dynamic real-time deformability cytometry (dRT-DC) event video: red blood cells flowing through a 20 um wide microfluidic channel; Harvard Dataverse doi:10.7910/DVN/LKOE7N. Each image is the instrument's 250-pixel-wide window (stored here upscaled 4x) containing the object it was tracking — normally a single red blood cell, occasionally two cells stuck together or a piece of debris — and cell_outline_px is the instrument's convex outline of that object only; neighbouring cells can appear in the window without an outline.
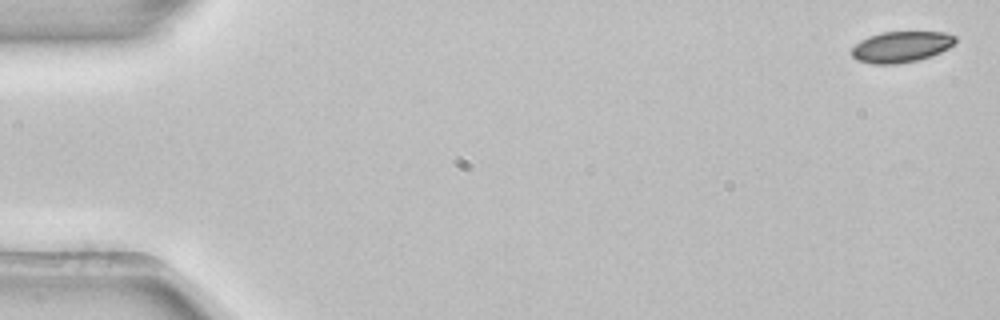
{"species": "common noctule bat (a hibernating species)", "species_latin": "Nyctalus noctula", "temperature_condition": "room temperature", "stored_images_in_passage": 5, "camera_frame_rate_fps": 3000, "um_per_image_px": 0.085, "animal": {"sex": "female", "body_mass_g": 22.7, "forearm_length_mm": 54.2}, "frame": {"image": 1, "passage_image": 1, "time_ms": 0.0, "image_size_px": [1000, 320], "cell_outline_px": [[956, 40], [948, 48], [932, 56], [916, 60], [896, 64], [872, 64], [856, 60], [852, 56], [852, 48], [860, 40], [868, 36], [880, 32], [944, 32], [956, 36]], "centroid_in_image_um": [76.57, 3.98], "position_along_channel_um": 8.4, "area_um2": 18.73}}
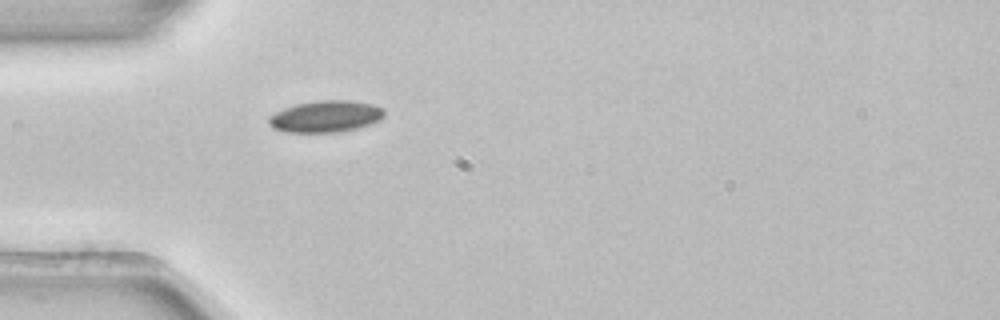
{"frame": {"image": 2, "passage_image": 5, "time_ms": 1.333, "image_size_px": [1000, 320], "cell_outline_px": [[384, 116], [380, 120], [356, 128], [340, 132], [284, 132], [272, 128], [268, 124], [268, 116], [284, 108], [296, 104], [316, 100], [352, 100], [372, 104], [384, 108]], "centroid_in_image_um": [27.66, 9.89], "position_along_channel_um": 57.3, "area_um2": 21.44}}